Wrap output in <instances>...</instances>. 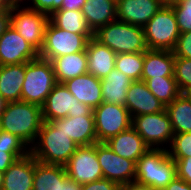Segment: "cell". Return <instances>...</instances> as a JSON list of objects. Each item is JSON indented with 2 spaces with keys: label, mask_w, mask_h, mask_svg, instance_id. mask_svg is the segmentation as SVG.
<instances>
[{
  "label": "cell",
  "mask_w": 191,
  "mask_h": 190,
  "mask_svg": "<svg viewBox=\"0 0 191 190\" xmlns=\"http://www.w3.org/2000/svg\"><path fill=\"white\" fill-rule=\"evenodd\" d=\"M10 26V5L6 8L0 9V36Z\"/></svg>",
  "instance_id": "41"
},
{
  "label": "cell",
  "mask_w": 191,
  "mask_h": 190,
  "mask_svg": "<svg viewBox=\"0 0 191 190\" xmlns=\"http://www.w3.org/2000/svg\"><path fill=\"white\" fill-rule=\"evenodd\" d=\"M6 105L7 101L2 97V94L0 93V116L4 112Z\"/></svg>",
  "instance_id": "46"
},
{
  "label": "cell",
  "mask_w": 191,
  "mask_h": 190,
  "mask_svg": "<svg viewBox=\"0 0 191 190\" xmlns=\"http://www.w3.org/2000/svg\"><path fill=\"white\" fill-rule=\"evenodd\" d=\"M167 151L170 157H191V132L174 134Z\"/></svg>",
  "instance_id": "34"
},
{
  "label": "cell",
  "mask_w": 191,
  "mask_h": 190,
  "mask_svg": "<svg viewBox=\"0 0 191 190\" xmlns=\"http://www.w3.org/2000/svg\"><path fill=\"white\" fill-rule=\"evenodd\" d=\"M174 78L181 93L191 91V59L175 58Z\"/></svg>",
  "instance_id": "32"
},
{
  "label": "cell",
  "mask_w": 191,
  "mask_h": 190,
  "mask_svg": "<svg viewBox=\"0 0 191 190\" xmlns=\"http://www.w3.org/2000/svg\"><path fill=\"white\" fill-rule=\"evenodd\" d=\"M11 3H26L28 0H9Z\"/></svg>",
  "instance_id": "49"
},
{
  "label": "cell",
  "mask_w": 191,
  "mask_h": 190,
  "mask_svg": "<svg viewBox=\"0 0 191 190\" xmlns=\"http://www.w3.org/2000/svg\"><path fill=\"white\" fill-rule=\"evenodd\" d=\"M43 122L41 106L24 101L7 102L0 116V129L14 134L31 148Z\"/></svg>",
  "instance_id": "1"
},
{
  "label": "cell",
  "mask_w": 191,
  "mask_h": 190,
  "mask_svg": "<svg viewBox=\"0 0 191 190\" xmlns=\"http://www.w3.org/2000/svg\"><path fill=\"white\" fill-rule=\"evenodd\" d=\"M67 177L64 165L36 161L32 190H59V184Z\"/></svg>",
  "instance_id": "27"
},
{
  "label": "cell",
  "mask_w": 191,
  "mask_h": 190,
  "mask_svg": "<svg viewBox=\"0 0 191 190\" xmlns=\"http://www.w3.org/2000/svg\"><path fill=\"white\" fill-rule=\"evenodd\" d=\"M10 4L11 2L9 0H0V9L6 8Z\"/></svg>",
  "instance_id": "47"
},
{
  "label": "cell",
  "mask_w": 191,
  "mask_h": 190,
  "mask_svg": "<svg viewBox=\"0 0 191 190\" xmlns=\"http://www.w3.org/2000/svg\"><path fill=\"white\" fill-rule=\"evenodd\" d=\"M165 3H170L172 0H162Z\"/></svg>",
  "instance_id": "51"
},
{
  "label": "cell",
  "mask_w": 191,
  "mask_h": 190,
  "mask_svg": "<svg viewBox=\"0 0 191 190\" xmlns=\"http://www.w3.org/2000/svg\"><path fill=\"white\" fill-rule=\"evenodd\" d=\"M148 49L173 51L180 35L170 3H165L143 27Z\"/></svg>",
  "instance_id": "7"
},
{
  "label": "cell",
  "mask_w": 191,
  "mask_h": 190,
  "mask_svg": "<svg viewBox=\"0 0 191 190\" xmlns=\"http://www.w3.org/2000/svg\"><path fill=\"white\" fill-rule=\"evenodd\" d=\"M175 56L173 51L147 49L144 52V64L141 81L149 78L174 77Z\"/></svg>",
  "instance_id": "21"
},
{
  "label": "cell",
  "mask_w": 191,
  "mask_h": 190,
  "mask_svg": "<svg viewBox=\"0 0 191 190\" xmlns=\"http://www.w3.org/2000/svg\"><path fill=\"white\" fill-rule=\"evenodd\" d=\"M50 21L58 28L75 34H94L88 27L82 10L58 9L50 16Z\"/></svg>",
  "instance_id": "29"
},
{
  "label": "cell",
  "mask_w": 191,
  "mask_h": 190,
  "mask_svg": "<svg viewBox=\"0 0 191 190\" xmlns=\"http://www.w3.org/2000/svg\"><path fill=\"white\" fill-rule=\"evenodd\" d=\"M164 4L162 0H119L117 20L143 28Z\"/></svg>",
  "instance_id": "15"
},
{
  "label": "cell",
  "mask_w": 191,
  "mask_h": 190,
  "mask_svg": "<svg viewBox=\"0 0 191 190\" xmlns=\"http://www.w3.org/2000/svg\"><path fill=\"white\" fill-rule=\"evenodd\" d=\"M97 159L104 178L121 187L135 183V161L119 156L106 143H97Z\"/></svg>",
  "instance_id": "13"
},
{
  "label": "cell",
  "mask_w": 191,
  "mask_h": 190,
  "mask_svg": "<svg viewBox=\"0 0 191 190\" xmlns=\"http://www.w3.org/2000/svg\"><path fill=\"white\" fill-rule=\"evenodd\" d=\"M26 63L0 66V93L7 102L21 101Z\"/></svg>",
  "instance_id": "24"
},
{
  "label": "cell",
  "mask_w": 191,
  "mask_h": 190,
  "mask_svg": "<svg viewBox=\"0 0 191 190\" xmlns=\"http://www.w3.org/2000/svg\"><path fill=\"white\" fill-rule=\"evenodd\" d=\"M86 53L88 56L87 72L96 78L103 79L115 68L117 54L94 37L89 39Z\"/></svg>",
  "instance_id": "20"
},
{
  "label": "cell",
  "mask_w": 191,
  "mask_h": 190,
  "mask_svg": "<svg viewBox=\"0 0 191 190\" xmlns=\"http://www.w3.org/2000/svg\"><path fill=\"white\" fill-rule=\"evenodd\" d=\"M62 1L63 0H28L25 4L29 3L28 6L31 9L44 12L50 16L54 11L61 8Z\"/></svg>",
  "instance_id": "37"
},
{
  "label": "cell",
  "mask_w": 191,
  "mask_h": 190,
  "mask_svg": "<svg viewBox=\"0 0 191 190\" xmlns=\"http://www.w3.org/2000/svg\"><path fill=\"white\" fill-rule=\"evenodd\" d=\"M86 0H63L60 9L82 10Z\"/></svg>",
  "instance_id": "43"
},
{
  "label": "cell",
  "mask_w": 191,
  "mask_h": 190,
  "mask_svg": "<svg viewBox=\"0 0 191 190\" xmlns=\"http://www.w3.org/2000/svg\"><path fill=\"white\" fill-rule=\"evenodd\" d=\"M176 162L177 177L191 185V157H171Z\"/></svg>",
  "instance_id": "38"
},
{
  "label": "cell",
  "mask_w": 191,
  "mask_h": 190,
  "mask_svg": "<svg viewBox=\"0 0 191 190\" xmlns=\"http://www.w3.org/2000/svg\"><path fill=\"white\" fill-rule=\"evenodd\" d=\"M3 179H4V172H1V171H0V190H2Z\"/></svg>",
  "instance_id": "48"
},
{
  "label": "cell",
  "mask_w": 191,
  "mask_h": 190,
  "mask_svg": "<svg viewBox=\"0 0 191 190\" xmlns=\"http://www.w3.org/2000/svg\"><path fill=\"white\" fill-rule=\"evenodd\" d=\"M93 37L94 34H75L67 32L66 30L56 27L49 21L39 57L52 61L56 57L86 51L87 43L89 39Z\"/></svg>",
  "instance_id": "8"
},
{
  "label": "cell",
  "mask_w": 191,
  "mask_h": 190,
  "mask_svg": "<svg viewBox=\"0 0 191 190\" xmlns=\"http://www.w3.org/2000/svg\"><path fill=\"white\" fill-rule=\"evenodd\" d=\"M94 38L116 54L145 52L148 49L142 27L117 19L100 27Z\"/></svg>",
  "instance_id": "4"
},
{
  "label": "cell",
  "mask_w": 191,
  "mask_h": 190,
  "mask_svg": "<svg viewBox=\"0 0 191 190\" xmlns=\"http://www.w3.org/2000/svg\"><path fill=\"white\" fill-rule=\"evenodd\" d=\"M39 53L10 25L0 36V66L27 63Z\"/></svg>",
  "instance_id": "14"
},
{
  "label": "cell",
  "mask_w": 191,
  "mask_h": 190,
  "mask_svg": "<svg viewBox=\"0 0 191 190\" xmlns=\"http://www.w3.org/2000/svg\"><path fill=\"white\" fill-rule=\"evenodd\" d=\"M131 126L150 148L168 149L172 143L174 133L166 110L132 117Z\"/></svg>",
  "instance_id": "9"
},
{
  "label": "cell",
  "mask_w": 191,
  "mask_h": 190,
  "mask_svg": "<svg viewBox=\"0 0 191 190\" xmlns=\"http://www.w3.org/2000/svg\"><path fill=\"white\" fill-rule=\"evenodd\" d=\"M126 96L125 107L131 118L165 110V106L151 93L144 81H133Z\"/></svg>",
  "instance_id": "16"
},
{
  "label": "cell",
  "mask_w": 191,
  "mask_h": 190,
  "mask_svg": "<svg viewBox=\"0 0 191 190\" xmlns=\"http://www.w3.org/2000/svg\"><path fill=\"white\" fill-rule=\"evenodd\" d=\"M174 134L191 132V102L181 93L165 106Z\"/></svg>",
  "instance_id": "28"
},
{
  "label": "cell",
  "mask_w": 191,
  "mask_h": 190,
  "mask_svg": "<svg viewBox=\"0 0 191 190\" xmlns=\"http://www.w3.org/2000/svg\"><path fill=\"white\" fill-rule=\"evenodd\" d=\"M105 143L119 156L135 162L150 148L132 126Z\"/></svg>",
  "instance_id": "22"
},
{
  "label": "cell",
  "mask_w": 191,
  "mask_h": 190,
  "mask_svg": "<svg viewBox=\"0 0 191 190\" xmlns=\"http://www.w3.org/2000/svg\"><path fill=\"white\" fill-rule=\"evenodd\" d=\"M160 190H191V185L176 177L165 188H162Z\"/></svg>",
  "instance_id": "42"
},
{
  "label": "cell",
  "mask_w": 191,
  "mask_h": 190,
  "mask_svg": "<svg viewBox=\"0 0 191 190\" xmlns=\"http://www.w3.org/2000/svg\"><path fill=\"white\" fill-rule=\"evenodd\" d=\"M117 2L114 0H86L82 14L88 27L95 33L100 27L117 19Z\"/></svg>",
  "instance_id": "23"
},
{
  "label": "cell",
  "mask_w": 191,
  "mask_h": 190,
  "mask_svg": "<svg viewBox=\"0 0 191 190\" xmlns=\"http://www.w3.org/2000/svg\"><path fill=\"white\" fill-rule=\"evenodd\" d=\"M0 150L5 152H30V148L14 134L0 129Z\"/></svg>",
  "instance_id": "35"
},
{
  "label": "cell",
  "mask_w": 191,
  "mask_h": 190,
  "mask_svg": "<svg viewBox=\"0 0 191 190\" xmlns=\"http://www.w3.org/2000/svg\"><path fill=\"white\" fill-rule=\"evenodd\" d=\"M63 85L79 102L86 104L93 110L103 102L101 79L92 74L79 75L65 81Z\"/></svg>",
  "instance_id": "18"
},
{
  "label": "cell",
  "mask_w": 191,
  "mask_h": 190,
  "mask_svg": "<svg viewBox=\"0 0 191 190\" xmlns=\"http://www.w3.org/2000/svg\"><path fill=\"white\" fill-rule=\"evenodd\" d=\"M64 166L67 176L80 185L104 178L97 159V143L78 146Z\"/></svg>",
  "instance_id": "12"
},
{
  "label": "cell",
  "mask_w": 191,
  "mask_h": 190,
  "mask_svg": "<svg viewBox=\"0 0 191 190\" xmlns=\"http://www.w3.org/2000/svg\"><path fill=\"white\" fill-rule=\"evenodd\" d=\"M24 4H10V25L39 53L50 18L46 13L33 10L28 5L24 7Z\"/></svg>",
  "instance_id": "6"
},
{
  "label": "cell",
  "mask_w": 191,
  "mask_h": 190,
  "mask_svg": "<svg viewBox=\"0 0 191 190\" xmlns=\"http://www.w3.org/2000/svg\"><path fill=\"white\" fill-rule=\"evenodd\" d=\"M36 161L31 153L16 159L4 172L2 190H32Z\"/></svg>",
  "instance_id": "19"
},
{
  "label": "cell",
  "mask_w": 191,
  "mask_h": 190,
  "mask_svg": "<svg viewBox=\"0 0 191 190\" xmlns=\"http://www.w3.org/2000/svg\"><path fill=\"white\" fill-rule=\"evenodd\" d=\"M145 83L164 106L173 102L181 94L174 77L149 78Z\"/></svg>",
  "instance_id": "30"
},
{
  "label": "cell",
  "mask_w": 191,
  "mask_h": 190,
  "mask_svg": "<svg viewBox=\"0 0 191 190\" xmlns=\"http://www.w3.org/2000/svg\"><path fill=\"white\" fill-rule=\"evenodd\" d=\"M132 82L127 75L114 68L101 79L103 102L125 106L127 91Z\"/></svg>",
  "instance_id": "26"
},
{
  "label": "cell",
  "mask_w": 191,
  "mask_h": 190,
  "mask_svg": "<svg viewBox=\"0 0 191 190\" xmlns=\"http://www.w3.org/2000/svg\"><path fill=\"white\" fill-rule=\"evenodd\" d=\"M183 94H184V95L188 98V100L191 102V91L184 92Z\"/></svg>",
  "instance_id": "50"
},
{
  "label": "cell",
  "mask_w": 191,
  "mask_h": 190,
  "mask_svg": "<svg viewBox=\"0 0 191 190\" xmlns=\"http://www.w3.org/2000/svg\"><path fill=\"white\" fill-rule=\"evenodd\" d=\"M51 62L57 83L63 84L67 80L88 73V56L86 51L56 57Z\"/></svg>",
  "instance_id": "25"
},
{
  "label": "cell",
  "mask_w": 191,
  "mask_h": 190,
  "mask_svg": "<svg viewBox=\"0 0 191 190\" xmlns=\"http://www.w3.org/2000/svg\"><path fill=\"white\" fill-rule=\"evenodd\" d=\"M77 147L61 127L44 121L30 153L39 162L65 165Z\"/></svg>",
  "instance_id": "3"
},
{
  "label": "cell",
  "mask_w": 191,
  "mask_h": 190,
  "mask_svg": "<svg viewBox=\"0 0 191 190\" xmlns=\"http://www.w3.org/2000/svg\"><path fill=\"white\" fill-rule=\"evenodd\" d=\"M176 177V162L170 157L166 148H149L136 162L137 185L160 190Z\"/></svg>",
  "instance_id": "2"
},
{
  "label": "cell",
  "mask_w": 191,
  "mask_h": 190,
  "mask_svg": "<svg viewBox=\"0 0 191 190\" xmlns=\"http://www.w3.org/2000/svg\"><path fill=\"white\" fill-rule=\"evenodd\" d=\"M56 84L52 62L38 56L26 63L21 101L42 106Z\"/></svg>",
  "instance_id": "5"
},
{
  "label": "cell",
  "mask_w": 191,
  "mask_h": 190,
  "mask_svg": "<svg viewBox=\"0 0 191 190\" xmlns=\"http://www.w3.org/2000/svg\"><path fill=\"white\" fill-rule=\"evenodd\" d=\"M43 120L52 121L67 116H94L93 109L79 102L61 83H57L41 106Z\"/></svg>",
  "instance_id": "10"
},
{
  "label": "cell",
  "mask_w": 191,
  "mask_h": 190,
  "mask_svg": "<svg viewBox=\"0 0 191 190\" xmlns=\"http://www.w3.org/2000/svg\"><path fill=\"white\" fill-rule=\"evenodd\" d=\"M30 152H5L0 150V171L5 172L15 161Z\"/></svg>",
  "instance_id": "40"
},
{
  "label": "cell",
  "mask_w": 191,
  "mask_h": 190,
  "mask_svg": "<svg viewBox=\"0 0 191 190\" xmlns=\"http://www.w3.org/2000/svg\"><path fill=\"white\" fill-rule=\"evenodd\" d=\"M178 29L180 33L191 31V0H172Z\"/></svg>",
  "instance_id": "33"
},
{
  "label": "cell",
  "mask_w": 191,
  "mask_h": 190,
  "mask_svg": "<svg viewBox=\"0 0 191 190\" xmlns=\"http://www.w3.org/2000/svg\"><path fill=\"white\" fill-rule=\"evenodd\" d=\"M97 143H105L131 127L132 118L125 106L102 102L93 110Z\"/></svg>",
  "instance_id": "11"
},
{
  "label": "cell",
  "mask_w": 191,
  "mask_h": 190,
  "mask_svg": "<svg viewBox=\"0 0 191 190\" xmlns=\"http://www.w3.org/2000/svg\"><path fill=\"white\" fill-rule=\"evenodd\" d=\"M81 190H121V186L106 178L81 185Z\"/></svg>",
  "instance_id": "39"
},
{
  "label": "cell",
  "mask_w": 191,
  "mask_h": 190,
  "mask_svg": "<svg viewBox=\"0 0 191 190\" xmlns=\"http://www.w3.org/2000/svg\"><path fill=\"white\" fill-rule=\"evenodd\" d=\"M173 53L175 58L191 59V31L180 33Z\"/></svg>",
  "instance_id": "36"
},
{
  "label": "cell",
  "mask_w": 191,
  "mask_h": 190,
  "mask_svg": "<svg viewBox=\"0 0 191 190\" xmlns=\"http://www.w3.org/2000/svg\"><path fill=\"white\" fill-rule=\"evenodd\" d=\"M144 52L117 54L115 68L127 75L132 81H141Z\"/></svg>",
  "instance_id": "31"
},
{
  "label": "cell",
  "mask_w": 191,
  "mask_h": 190,
  "mask_svg": "<svg viewBox=\"0 0 191 190\" xmlns=\"http://www.w3.org/2000/svg\"><path fill=\"white\" fill-rule=\"evenodd\" d=\"M50 122L55 127H61L78 146L97 143L94 116H67Z\"/></svg>",
  "instance_id": "17"
},
{
  "label": "cell",
  "mask_w": 191,
  "mask_h": 190,
  "mask_svg": "<svg viewBox=\"0 0 191 190\" xmlns=\"http://www.w3.org/2000/svg\"><path fill=\"white\" fill-rule=\"evenodd\" d=\"M59 190H81V185L67 177L59 184Z\"/></svg>",
  "instance_id": "44"
},
{
  "label": "cell",
  "mask_w": 191,
  "mask_h": 190,
  "mask_svg": "<svg viewBox=\"0 0 191 190\" xmlns=\"http://www.w3.org/2000/svg\"><path fill=\"white\" fill-rule=\"evenodd\" d=\"M121 190H151V189L148 187L140 186V185H137L136 183H133L131 185L121 187Z\"/></svg>",
  "instance_id": "45"
}]
</instances>
